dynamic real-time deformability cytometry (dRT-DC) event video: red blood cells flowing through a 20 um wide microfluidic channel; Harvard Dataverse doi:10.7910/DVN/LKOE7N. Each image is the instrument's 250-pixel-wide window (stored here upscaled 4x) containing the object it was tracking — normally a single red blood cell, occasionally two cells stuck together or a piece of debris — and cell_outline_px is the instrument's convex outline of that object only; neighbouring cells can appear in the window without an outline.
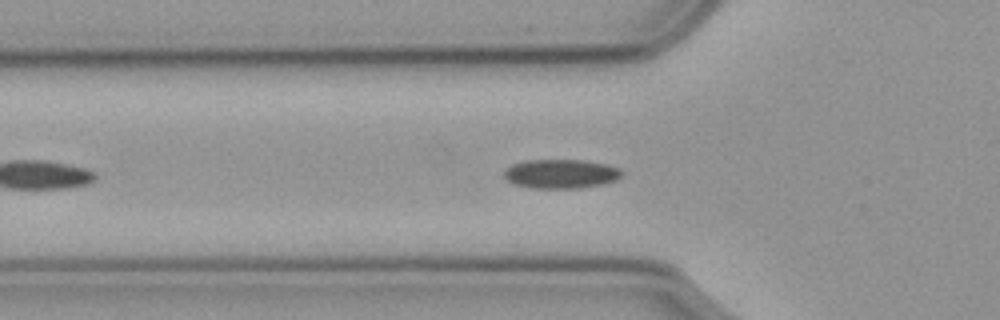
{"species": "common noctule bat (a hibernating species)", "species_latin": "Nyctalus noctula", "temperature_condition": "cold", "stored_images_in_passage": 32, "camera_frame_rate_fps": 3000, "um_per_image_px": 0.085, "animal": {"sex": "male", "body_mass_g": 23.1, "forearm_length_mm": 52.7}, "frame": {"image": 1, "passage_image": 10, "time_ms": 3.0, "image_size_px": [1000, 320], "cell_outline_px": [[624, 172], [616, 180], [600, 184], [580, 188], [532, 188], [512, 184], [504, 180], [504, 168], [512, 164], [524, 160], [584, 160], [608, 164], [620, 168]], "centroid_in_image_um": [47.63, 14.77], "position_along_channel_um": 78.2, "area_um2": 20.29}}